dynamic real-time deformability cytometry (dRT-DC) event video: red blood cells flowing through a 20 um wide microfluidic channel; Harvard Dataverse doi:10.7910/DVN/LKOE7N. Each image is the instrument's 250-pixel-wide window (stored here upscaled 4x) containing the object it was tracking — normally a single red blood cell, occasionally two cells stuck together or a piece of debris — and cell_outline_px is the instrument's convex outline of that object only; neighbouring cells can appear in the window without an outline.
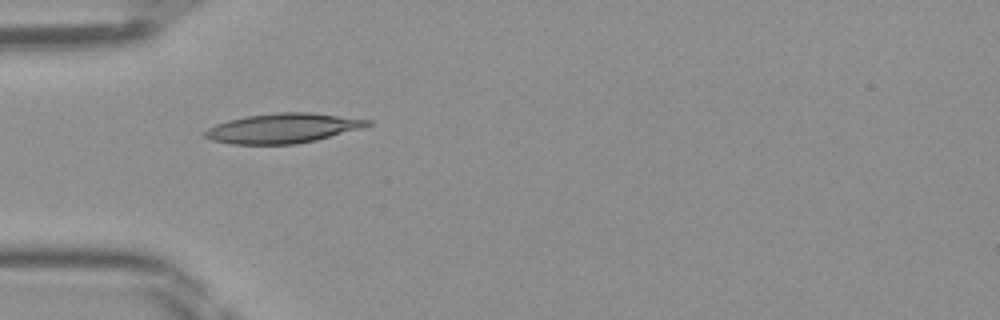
{"species": "Egyptian fruit bat (a non-hibernating species)", "species_latin": "Rousettus aegyptiacus", "temperature_condition": "room temperature", "stored_images_in_passage": 34, "camera_frame_rate_fps": 3000, "um_per_image_px": 0.085, "frame": {"image": 1, "passage_image": 1, "time_ms": 0.0, "image_size_px": [1000, 320], "cell_outline_px": [[372, 124], [360, 128], [316, 140], [296, 144], [232, 144], [212, 140], [204, 136], [200, 132], [216, 124], [228, 120], [248, 116], [280, 112], [312, 112], [372, 120]], "centroid_in_image_um": [24.01, 10.9], "position_along_channel_um": 61.0, "area_um2": 28.03}}
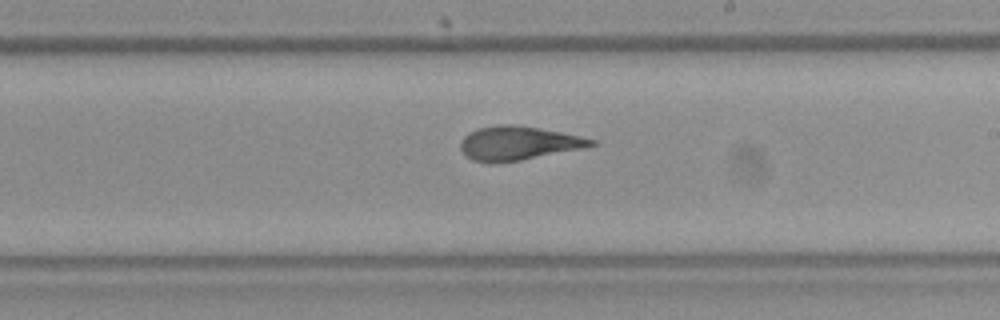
{"frame": {"image": 2, "passage_image": 14, "time_ms": 4.333, "image_size_px": [1000, 320], "cell_outline_px": [[596, 144], [584, 148], [520, 160], [492, 164], [472, 160], [464, 156], [460, 148], [460, 140], [468, 132], [476, 128], [500, 124], [512, 124], [540, 128], [580, 136], [596, 140]], "centroid_in_image_um": [43.99, 12.17], "position_along_channel_um": 245.0, "area_um2": 26.01}}
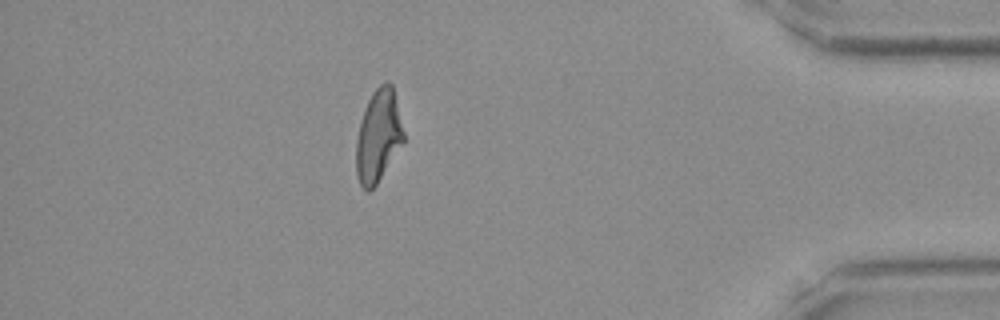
{"frame": {"image": 3, "passage_image": 28, "time_ms": 9.0, "image_size_px": [1000, 320], "cell_outline_px": [[404, 140], [376, 184], [368, 192], [360, 184], [356, 176], [356, 140], [360, 120], [368, 100], [372, 92], [380, 84], [388, 80], [392, 84], [404, 132]], "centroid_in_image_um": [32.13, 11.52], "position_along_channel_um": 403.1, "area_um2": 25.26}}